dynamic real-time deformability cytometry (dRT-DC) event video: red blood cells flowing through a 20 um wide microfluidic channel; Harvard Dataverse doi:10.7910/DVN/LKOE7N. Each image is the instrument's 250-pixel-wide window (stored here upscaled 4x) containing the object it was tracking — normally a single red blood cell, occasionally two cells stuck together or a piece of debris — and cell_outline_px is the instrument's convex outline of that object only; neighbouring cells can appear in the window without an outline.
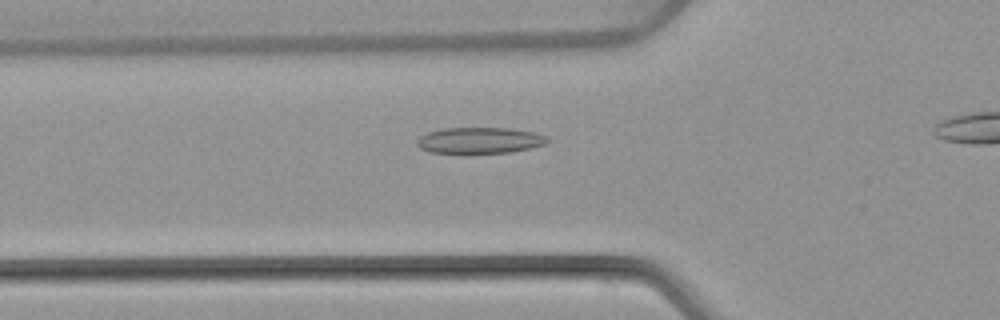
{"species": "common noctule bat (a hibernating species)", "species_latin": "Nyctalus noctula", "temperature_condition": "warm", "stored_images_in_passage": 36, "camera_frame_rate_fps": 3000, "um_per_image_px": 0.085, "animal": {"sex": "female", "body_mass_g": 22.7, "forearm_length_mm": 54.2}, "frame": {"image": 1, "passage_image": 12, "time_ms": 3.667, "image_size_px": [1000, 320], "cell_outline_px": [[548, 140], [544, 144], [532, 148], [512, 152], [468, 156], [464, 156], [428, 152], [420, 148], [416, 144], [416, 140], [420, 136], [428, 132], [444, 128], [512, 128], [532, 132], [544, 136]], "centroid_in_image_um": [40.68, 11.99], "position_along_channel_um": 85.1, "area_um2": 20.81}}
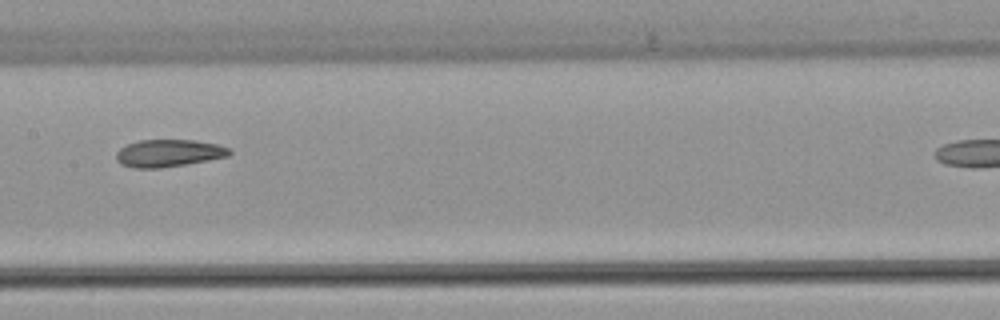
{"frame": {"image": 2, "passage_image": 20, "time_ms": 6.333, "image_size_px": [1000, 320], "cell_outline_px": [[232, 152], [228, 156], [208, 160], [160, 168], [132, 168], [120, 164], [116, 160], [116, 152], [120, 148], [128, 144], [140, 140], [196, 140], [216, 144], [232, 148]], "centroid_in_image_um": [14.33, 13.02], "position_along_channel_um": 193.1, "area_um2": 18.09}}
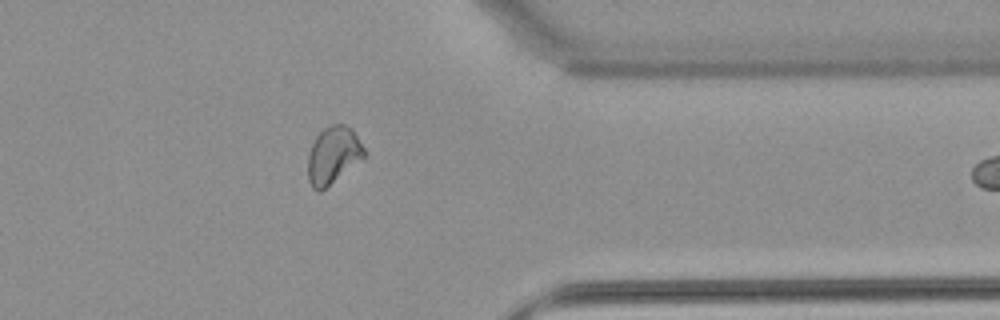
{"frame": {"image": 3, "passage_image": 35, "time_ms": 11.333, "image_size_px": [1000, 320], "cell_outline_px": [[364, 156], [320, 192], [316, 192], [312, 188], [308, 180], [308, 156], [312, 144], [316, 136], [324, 128], [332, 124], [344, 124], [352, 128], [364, 148]], "centroid_in_image_um": [28.28, 13.18], "position_along_channel_um": 383.1, "area_um2": 18.38}}